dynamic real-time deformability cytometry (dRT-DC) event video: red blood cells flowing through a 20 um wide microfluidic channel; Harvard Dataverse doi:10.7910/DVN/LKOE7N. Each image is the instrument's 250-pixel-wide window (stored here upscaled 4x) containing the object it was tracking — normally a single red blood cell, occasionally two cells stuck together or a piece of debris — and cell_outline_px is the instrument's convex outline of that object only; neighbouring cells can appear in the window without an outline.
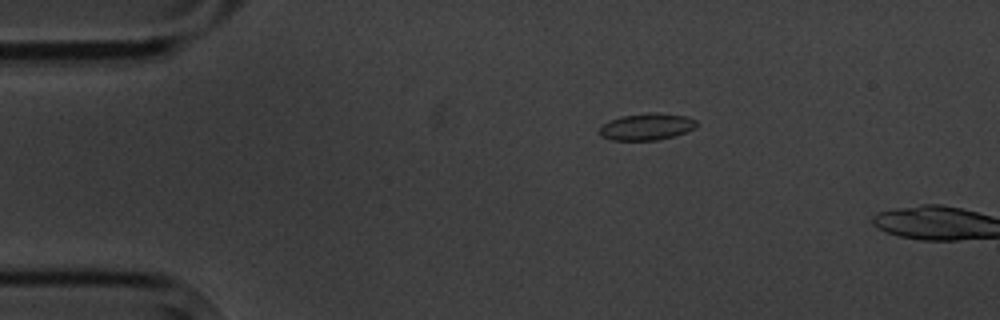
{"species": "common noctule bat (a hibernating species)", "species_latin": "Nyctalus noctula", "temperature_condition": "cold", "stored_images_in_passage": 2, "camera_frame_rate_fps": 3000, "um_per_image_px": 0.085, "animal": {"sex": "male", "body_mass_g": 20.1, "forearm_length_mm": 53.5}, "frame": {"image": 1, "passage_image": 1, "time_ms": 0.0, "image_size_px": [1000, 320], "cell_outline_px": [[696, 128], [672, 136], [656, 140], [612, 140], [600, 136], [600, 124], [608, 120], [620, 116], [656, 112], [688, 116], [696, 120]], "centroid_in_image_um": [54.93, 10.76], "position_along_channel_um": 30.1, "area_um2": 15.2}}